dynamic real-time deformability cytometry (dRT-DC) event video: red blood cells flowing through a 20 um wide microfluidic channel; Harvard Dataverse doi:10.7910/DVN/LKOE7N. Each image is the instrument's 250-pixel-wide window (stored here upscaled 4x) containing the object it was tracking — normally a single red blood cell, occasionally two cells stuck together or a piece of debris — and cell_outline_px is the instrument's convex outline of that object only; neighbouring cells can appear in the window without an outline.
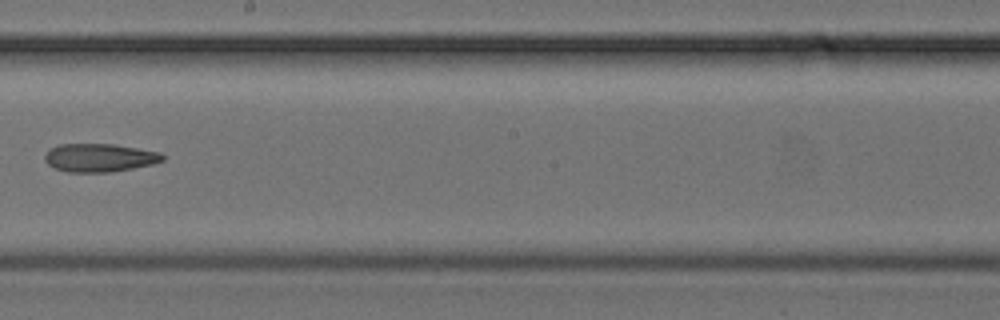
{"species": "common noctule bat (a hibernating species)", "species_latin": "Nyctalus noctula", "temperature_condition": "cold", "stored_images_in_passage": 23, "camera_frame_rate_fps": 3000, "um_per_image_px": 0.085, "animal": {"sex": "female", "body_mass_g": 24.6, "forearm_length_mm": 56.2}, "frame": {"image": 1, "passage_image": 10, "time_ms": 3.0, "image_size_px": [1000, 320], "cell_outline_px": [[164, 160], [152, 164], [132, 168], [108, 172], [68, 172], [56, 168], [48, 164], [44, 160], [44, 156], [52, 148], [60, 144], [112, 144], [160, 152], [164, 156]], "centroid_in_image_um": [8.46, 13.4], "position_along_channel_um": 239.7, "area_um2": 19.13}}
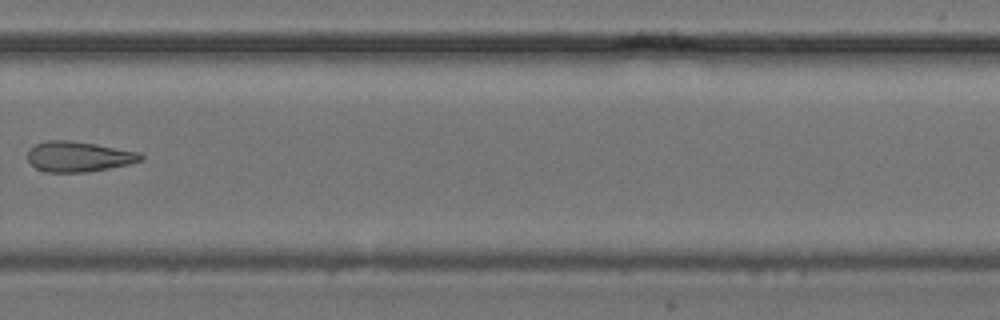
{"frame": {"image": 2, "passage_image": 14, "time_ms": 4.333, "image_size_px": [1000, 320], "cell_outline_px": [[144, 156], [140, 160], [128, 164], [108, 168], [84, 172], [48, 172], [36, 168], [28, 160], [28, 152], [36, 144], [48, 140], [68, 140], [96, 144], [136, 152]], "centroid_in_image_um": [6.64, 13.31], "position_along_channel_um": 323.2, "area_um2": 19.54}}